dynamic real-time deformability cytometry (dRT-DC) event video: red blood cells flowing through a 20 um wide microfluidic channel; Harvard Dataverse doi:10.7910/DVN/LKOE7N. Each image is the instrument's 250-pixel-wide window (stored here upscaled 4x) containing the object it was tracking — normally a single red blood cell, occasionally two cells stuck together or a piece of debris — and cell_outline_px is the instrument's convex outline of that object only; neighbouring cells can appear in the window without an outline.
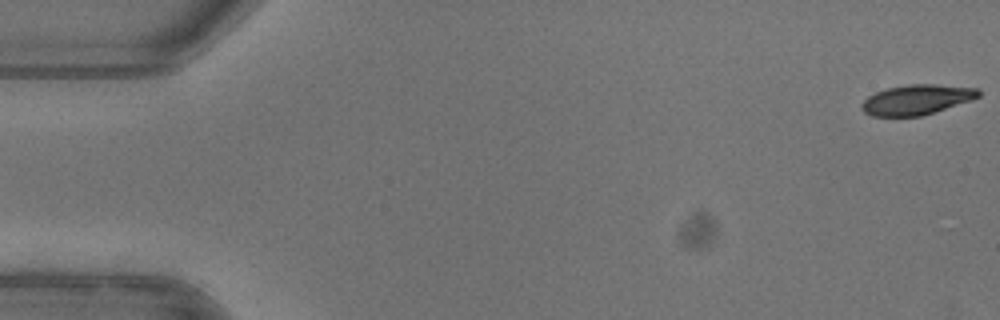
{"species": "common noctule bat (a hibernating species)", "species_latin": "Nyctalus noctula", "temperature_condition": "warm", "stored_images_in_passage": 25, "camera_frame_rate_fps": 3000, "um_per_image_px": 0.085, "animal": {"sex": "female"}, "frame": {"image": 1, "passage_image": 1, "time_ms": 0.0, "image_size_px": [1000, 320], "cell_outline_px": [[980, 96], [972, 100], [920, 116], [872, 116], [864, 112], [860, 108], [860, 104], [868, 96], [876, 92], [888, 88], [908, 84], [936, 84], [980, 88]], "centroid_in_image_um": [77.92, 8.46], "position_along_channel_um": 7.1, "area_um2": 20.46}}
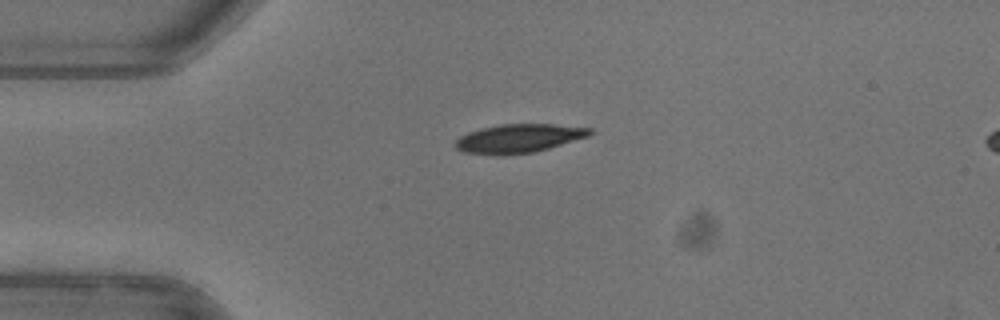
{"frame": {"image": 2, "passage_image": 13, "time_ms": 4.0, "image_size_px": [1000, 320], "cell_outline_px": [[592, 132], [588, 136], [548, 148], [532, 152], [496, 156], [464, 152], [456, 148], [456, 140], [460, 136], [468, 132], [500, 124], [552, 124], [592, 128]], "centroid_in_image_um": [44.07, 11.77], "position_along_channel_um": 40.9, "area_um2": 22.25}}
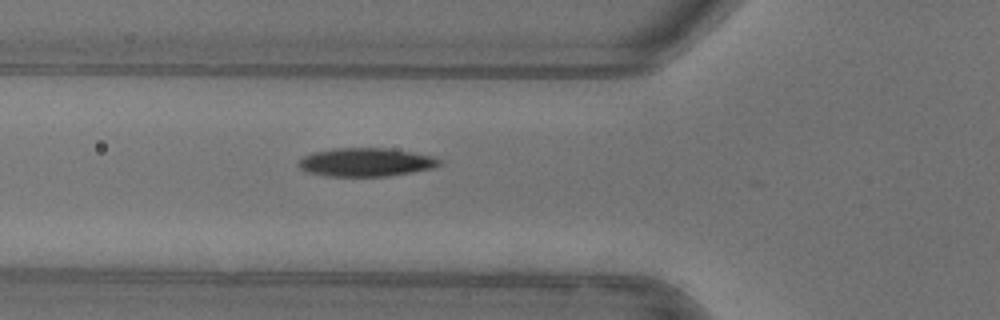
{"frame": {"image": 3, "passage_image": 19, "time_ms": 6.0, "image_size_px": [1000, 320], "cell_outline_px": [[444, 164], [432, 168], [412, 172], [388, 176], [328, 176], [308, 172], [300, 168], [300, 160], [304, 156], [312, 152], [332, 148], [388, 148], [436, 156]], "centroid_in_image_um": [31.15, 13.78], "position_along_channel_um": 94.6, "area_um2": 23.41}}